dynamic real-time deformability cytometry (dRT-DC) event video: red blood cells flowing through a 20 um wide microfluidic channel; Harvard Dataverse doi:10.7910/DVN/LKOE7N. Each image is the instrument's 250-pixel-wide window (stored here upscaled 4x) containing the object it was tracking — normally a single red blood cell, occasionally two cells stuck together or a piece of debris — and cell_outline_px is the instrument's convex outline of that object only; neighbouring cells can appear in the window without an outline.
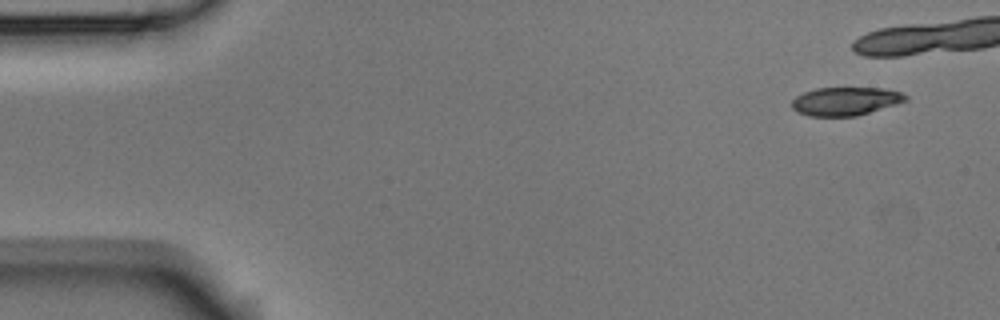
{"species": "Egyptian fruit bat (a non-hibernating species)", "species_latin": "Rousettus aegyptiacus", "temperature_condition": "room temperature", "stored_images_in_passage": 6, "segment_of_instrument_passage": [2, 2], "camera_frame_rate_fps": 3000, "um_per_image_px": 0.085, "animal": {"sex": "male"}, "frame": {"image": 1, "passage_image": 6, "time_ms": 1.667, "image_size_px": [1000, 320], "cell_outline_px": [[908, 100], [896, 104], [856, 116], [808, 116], [796, 112], [792, 108], [792, 100], [796, 96], [804, 92], [816, 88], [884, 88], [900, 92], [908, 96]], "centroid_in_image_um": [71.84, 8.6], "position_along_channel_um": 13.2, "area_um2": 18.79}}